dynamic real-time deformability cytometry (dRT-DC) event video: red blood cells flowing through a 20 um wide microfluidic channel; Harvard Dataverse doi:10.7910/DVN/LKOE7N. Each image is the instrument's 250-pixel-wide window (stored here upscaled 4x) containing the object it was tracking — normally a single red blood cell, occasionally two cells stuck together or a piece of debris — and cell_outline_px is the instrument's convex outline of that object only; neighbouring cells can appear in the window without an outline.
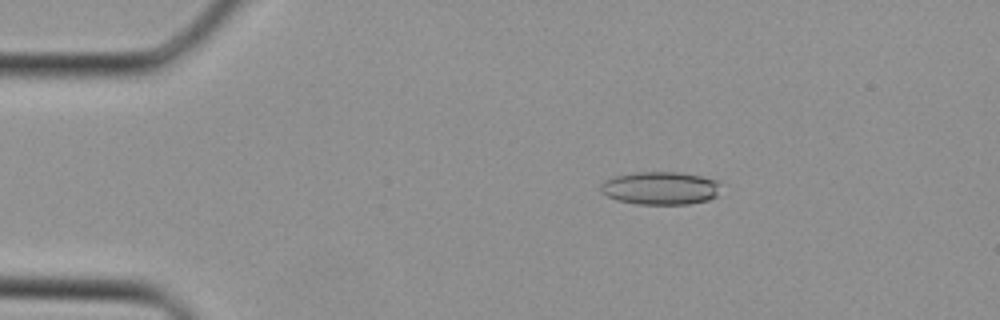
{"species": "Egyptian fruit bat (a non-hibernating species)", "species_latin": "Rousettus aegyptiacus", "temperature_condition": "cold", "stored_images_in_passage": 36, "camera_frame_rate_fps": 3000, "um_per_image_px": 0.085, "animal": {"sex": "female"}, "frame": {"image": 1, "passage_image": 6, "time_ms": 1.667, "image_size_px": [1000, 320], "cell_outline_px": [[720, 184], [716, 196], [708, 200], [688, 204], [636, 204], [616, 200], [600, 192], [600, 184], [604, 180], [616, 176], [636, 172], [680, 172], [700, 176], [716, 180]], "centroid_in_image_um": [56.1, 15.99], "position_along_channel_um": 28.9, "area_um2": 23.12}}
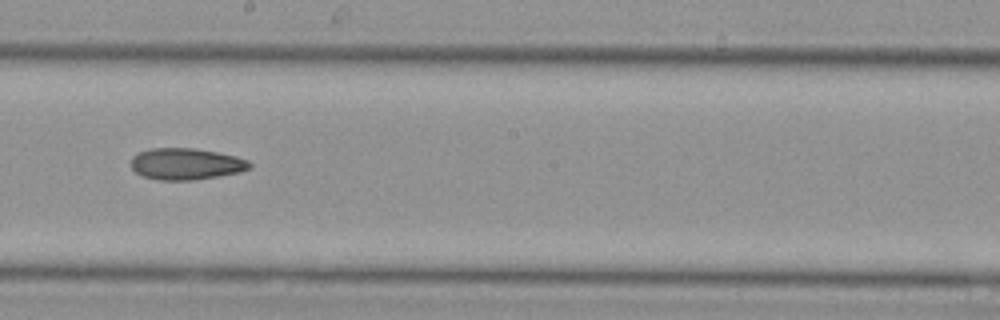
{"frame": {"image": 2, "passage_image": 20, "time_ms": 6.333, "image_size_px": [1000, 320], "cell_outline_px": [[252, 168], [240, 172], [196, 180], [156, 180], [144, 176], [136, 172], [132, 168], [132, 156], [140, 152], [152, 148], [192, 148], [216, 152], [236, 156], [248, 160], [252, 164]], "centroid_in_image_um": [15.84, 13.94], "position_along_channel_um": 232.4, "area_um2": 21.79}}
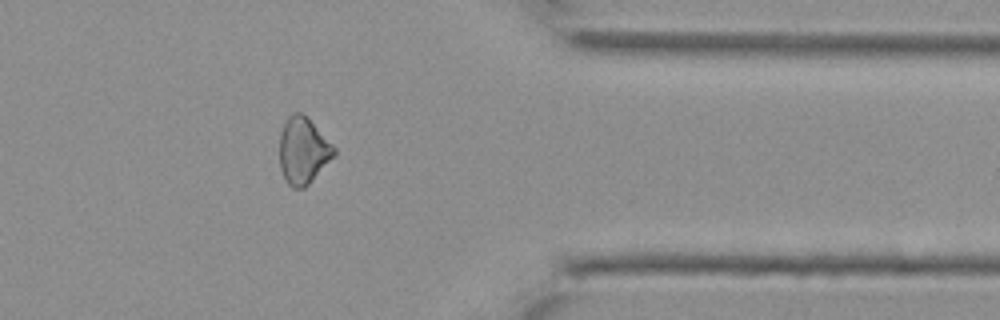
{"frame": {"image": 3, "passage_image": 29, "time_ms": 9.333, "image_size_px": [1000, 320], "cell_outline_px": [[336, 156], [304, 188], [292, 188], [288, 184], [280, 168], [280, 132], [288, 116], [292, 112], [300, 112], [308, 116], [336, 148]], "centroid_in_image_um": [25.79, 12.78], "position_along_channel_um": 385.6, "area_um2": 21.39}}